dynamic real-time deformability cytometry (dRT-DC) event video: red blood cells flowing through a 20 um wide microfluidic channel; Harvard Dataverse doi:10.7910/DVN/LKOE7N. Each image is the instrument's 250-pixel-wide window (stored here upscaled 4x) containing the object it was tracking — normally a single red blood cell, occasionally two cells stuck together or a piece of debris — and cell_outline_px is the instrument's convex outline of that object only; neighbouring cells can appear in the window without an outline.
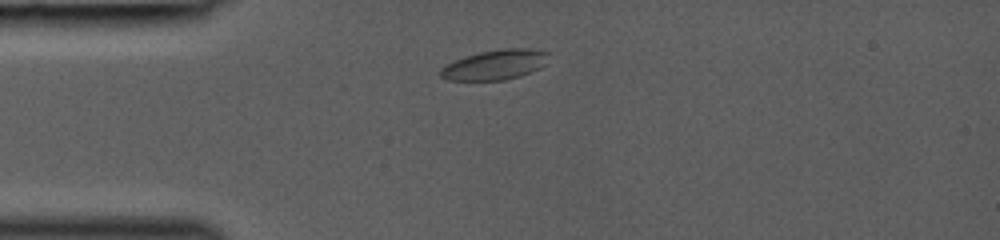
{"species": "common noctule bat (a hibernating species)", "species_latin": "Nyctalus noctula", "temperature_condition": "room temperature", "stored_images_in_passage": 32, "camera_frame_rate_fps": 3000, "um_per_image_px": 0.085, "animal": {"sex": "female", "body_mass_g": 19.0, "forearm_length_mm": 53.3}, "frame": {"image": 1, "passage_image": 1, "time_ms": 0.0, "image_size_px": [1000, 240], "cell_outline_px": [[548, 52], [544, 64], [540, 68], [532, 72], [520, 76], [504, 80], [448, 80], [440, 76], [440, 68], [464, 56], [480, 52], [500, 48], [528, 48]], "centroid_in_image_um": [42.07, 5.5], "position_along_channel_um": 42.9, "area_um2": 18.79}}
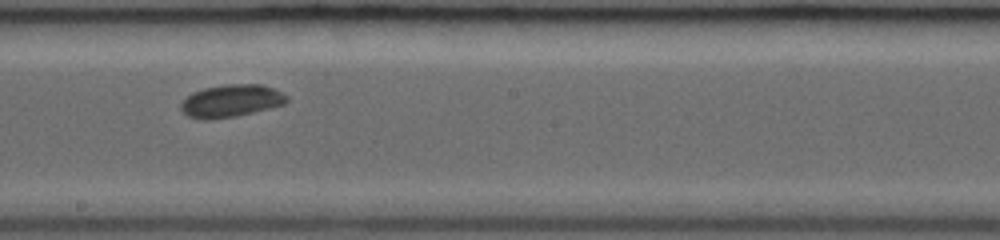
{"frame": {"image": 2, "passage_image": 15, "time_ms": 4.667, "image_size_px": [1000, 240], "cell_outline_px": [[288, 100], [284, 104], [236, 116], [208, 120], [188, 116], [180, 108], [180, 104], [192, 92], [204, 88], [224, 84], [260, 84], [272, 88], [288, 96]], "centroid_in_image_um": [19.63, 8.56], "position_along_channel_um": 228.6, "area_um2": 19.83}}
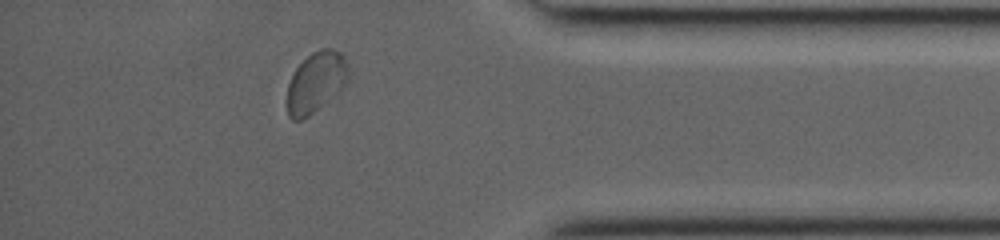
{"frame": {"image": 3, "passage_image": 28, "time_ms": 9.0, "image_size_px": [1000, 240], "cell_outline_px": [[348, 84], [340, 92], [308, 116], [300, 120], [292, 120], [288, 116], [288, 84], [296, 68], [312, 52], [320, 48], [332, 48], [340, 52], [344, 56], [348, 68]], "centroid_in_image_um": [26.89, 6.98], "position_along_channel_um": 408.3, "area_um2": 21.68}}